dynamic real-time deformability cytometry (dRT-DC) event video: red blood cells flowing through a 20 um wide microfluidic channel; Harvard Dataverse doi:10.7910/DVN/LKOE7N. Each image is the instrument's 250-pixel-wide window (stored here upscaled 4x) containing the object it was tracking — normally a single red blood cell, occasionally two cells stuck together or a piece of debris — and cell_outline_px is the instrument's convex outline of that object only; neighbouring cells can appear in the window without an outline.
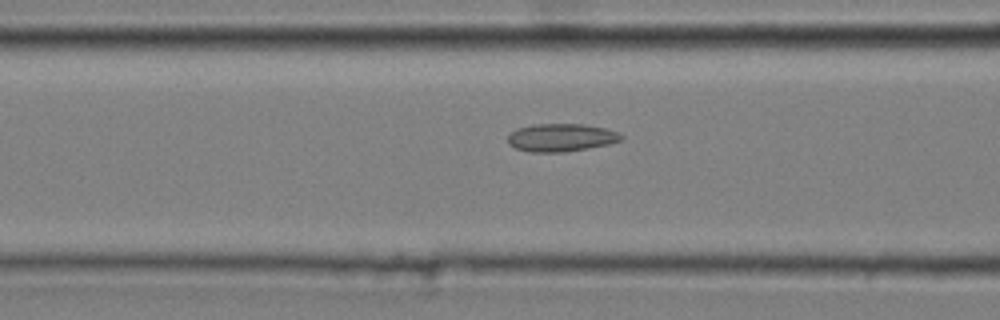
{"species": "common noctule bat (a hibernating species)", "species_latin": "Nyctalus noctula", "temperature_condition": "cold", "stored_images_in_passage": 48, "camera_frame_rate_fps": 3000, "um_per_image_px": 0.085, "animal": {"sex": "male", "body_mass_g": 20.4}, "frame": {"image": 1, "passage_image": 21, "time_ms": 6.667, "image_size_px": [1000, 320], "cell_outline_px": [[624, 140], [608, 144], [588, 148], [564, 152], [532, 152], [516, 148], [508, 144], [508, 136], [516, 128], [532, 124], [584, 124], [604, 128], [616, 132], [624, 136]], "centroid_in_image_um": [47.69, 11.69], "position_along_channel_um": 118.9, "area_um2": 18.44}}
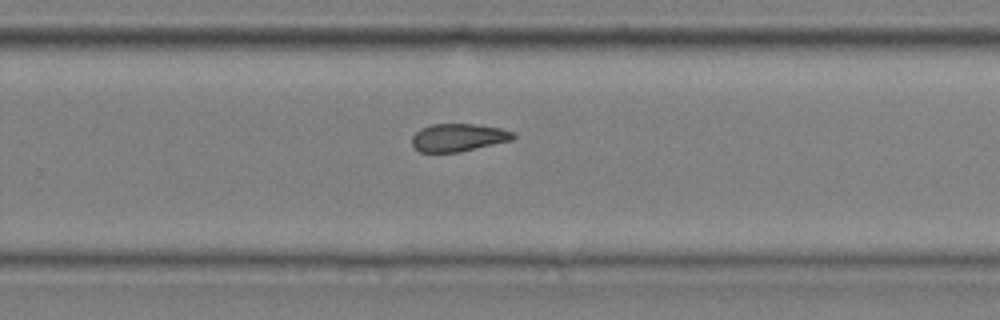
{"frame": {"image": 2, "passage_image": 35, "time_ms": 11.333, "image_size_px": [1000, 320], "cell_outline_px": [[516, 136], [512, 140], [460, 152], [420, 152], [412, 144], [412, 136], [420, 128], [432, 124], [472, 124], [500, 128], [512, 132]], "centroid_in_image_um": [38.94, 11.69], "position_along_channel_um": 290.9, "area_um2": 16.3}}
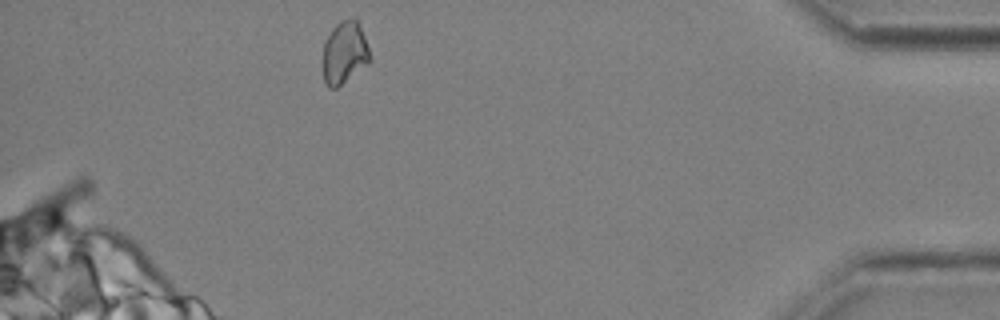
{"frame": {"image": 3, "passage_image": 48, "time_ms": 15.667, "image_size_px": [1000, 320], "cell_outline_px": [[372, 56], [368, 60], [336, 88], [328, 88], [324, 80], [324, 44], [332, 28], [340, 20], [356, 20], [360, 24]], "centroid_in_image_um": [29.27, 4.44], "position_along_channel_um": 405.9, "area_um2": 16.42}, "authors_computed_cell_mechanics": {"area_um2": 17.6868, "velocity_mm_per_s": 3.6907, "shape_relaxation_time_tau1_ms": null, "shape_relaxation_time_tau2_ms": 2.2427, "deformation_change_tau1": null, "deformation_change_tau2": 0.0754}}